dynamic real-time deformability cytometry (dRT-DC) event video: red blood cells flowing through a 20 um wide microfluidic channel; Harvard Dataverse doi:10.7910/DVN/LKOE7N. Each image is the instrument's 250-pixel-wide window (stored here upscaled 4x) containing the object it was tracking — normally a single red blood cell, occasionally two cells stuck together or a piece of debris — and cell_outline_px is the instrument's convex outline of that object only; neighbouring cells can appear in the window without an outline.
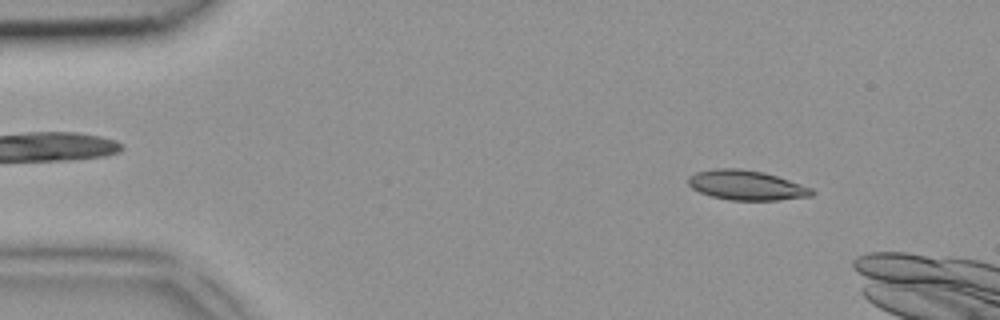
{"species": "common noctule bat (a hibernating species)", "species_latin": "Nyctalus noctula", "temperature_condition": "room temperature", "stored_images_in_passage": 4, "camera_frame_rate_fps": 3000, "um_per_image_px": 0.085, "animal": {"sex": "female", "body_mass_g": 18.4}, "frame": {"image": 1, "passage_image": 1, "time_ms": 0.0, "image_size_px": [1000, 320], "cell_outline_px": [[816, 192], [812, 196], [776, 200], [728, 200], [712, 196], [700, 192], [692, 188], [688, 184], [688, 176], [696, 172], [716, 168], [740, 168], [764, 172], [812, 188]], "centroid_in_image_um": [63.43, 15.74], "position_along_channel_um": 21.6, "area_um2": 21.39}}